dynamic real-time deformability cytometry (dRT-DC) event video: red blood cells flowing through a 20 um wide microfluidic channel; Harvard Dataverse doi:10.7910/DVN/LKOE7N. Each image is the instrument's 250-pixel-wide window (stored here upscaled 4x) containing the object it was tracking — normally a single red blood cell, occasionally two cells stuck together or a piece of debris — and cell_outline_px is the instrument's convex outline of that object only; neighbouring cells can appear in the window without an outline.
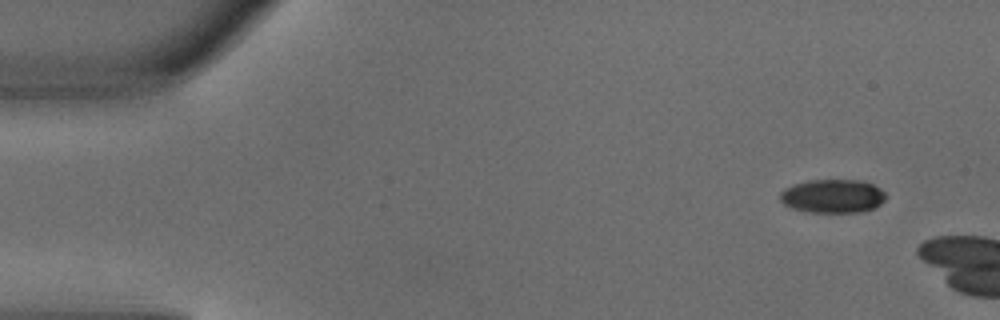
{"species": "common noctule bat (a hibernating species)", "species_latin": "Nyctalus noctula", "temperature_condition": "warm", "stored_images_in_passage": 2, "camera_frame_rate_fps": 3000, "um_per_image_px": 0.085, "animal": {"sex": "male", "body_mass_g": 18.8}, "frame": {"image": 1, "passage_image": 1, "time_ms": 0.0, "image_size_px": [1000, 320], "cell_outline_px": [[884, 200], [880, 204], [872, 208], [860, 212], [804, 212], [792, 208], [784, 204], [780, 200], [780, 192], [784, 188], [792, 184], [808, 180], [860, 180], [872, 184], [880, 188], [884, 192]], "centroid_in_image_um": [70.73, 16.66], "position_along_channel_um": 14.3, "area_um2": 20.75}}